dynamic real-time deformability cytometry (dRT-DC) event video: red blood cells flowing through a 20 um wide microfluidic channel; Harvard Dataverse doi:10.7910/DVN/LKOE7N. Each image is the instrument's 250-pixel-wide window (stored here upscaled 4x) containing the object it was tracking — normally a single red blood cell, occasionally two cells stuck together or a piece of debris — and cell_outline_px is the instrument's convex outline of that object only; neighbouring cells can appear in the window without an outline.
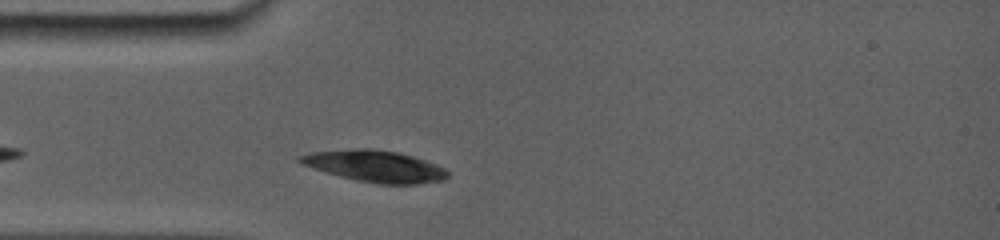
{"species": "common noctule bat (a hibernating species)", "species_latin": "Nyctalus noctula", "temperature_condition": "room temperature", "stored_images_in_passage": 28, "camera_frame_rate_fps": 5000, "um_per_image_px": 0.085, "animal": {"sex": "female", "body_mass_g": 19.0, "forearm_length_mm": 56.7}, "frame": {"image": 1, "passage_image": 4, "time_ms": 1.6, "image_size_px": [1000, 240], "cell_outline_px": [[448, 176], [444, 180], [416, 184], [376, 184], [356, 180], [340, 176], [300, 164], [296, 160], [300, 156], [312, 152], [364, 148], [396, 152], [412, 156], [436, 164], [444, 168], [448, 172]], "centroid_in_image_um": [31.88, 14.14], "position_along_channel_um": 53.1, "area_um2": 26.82}}
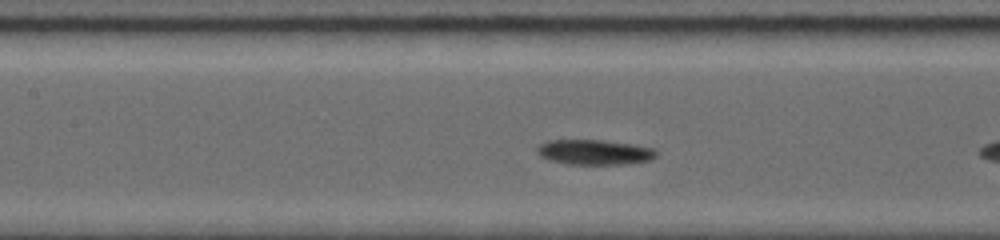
{"frame": {"image": 2, "passage_image": 12, "time_ms": 3.4, "image_size_px": [1000, 240], "cell_outline_px": [[656, 156], [648, 160], [628, 164], [568, 164], [548, 160], [540, 156], [540, 148], [544, 144], [552, 140], [600, 140], [652, 148], [656, 152]], "centroid_in_image_um": [50.55, 12.95], "position_along_channel_um": 156.9, "area_um2": 16.76}}
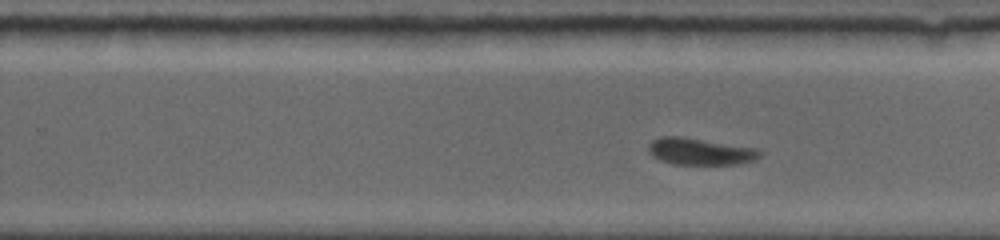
{"frame": {"image": 3, "passage_image": 25, "time_ms": 6.4, "image_size_px": [1000, 240], "cell_outline_px": [[760, 156], [756, 160], [740, 164], [672, 164], [660, 160], [652, 156], [648, 152], [648, 144], [652, 140], [660, 136], [684, 136], [756, 148], [760, 152]], "centroid_in_image_um": [59.48, 12.87], "position_along_channel_um": 270.3, "area_um2": 17.63}}